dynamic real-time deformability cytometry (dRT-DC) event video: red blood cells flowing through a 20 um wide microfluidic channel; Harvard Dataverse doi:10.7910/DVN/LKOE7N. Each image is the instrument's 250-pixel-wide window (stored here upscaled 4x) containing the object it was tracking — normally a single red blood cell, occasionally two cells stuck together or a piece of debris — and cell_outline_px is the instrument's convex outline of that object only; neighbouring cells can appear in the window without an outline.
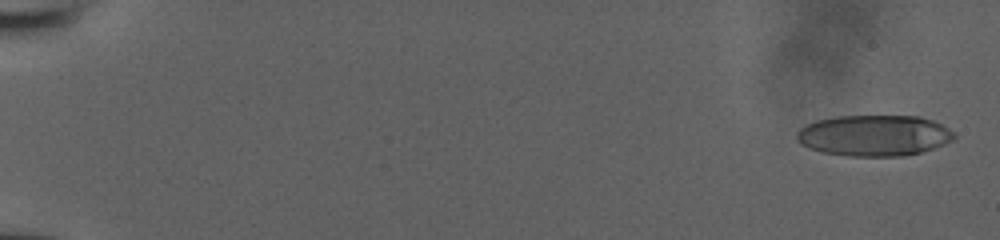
{"species": "human", "species_latin": "Homo sapiens", "temperature_condition": "room temperature", "stored_images_in_passage": 16, "camera_frame_rate_fps": 3000, "um_per_image_px": 0.085, "donor": {"sex": "male"}, "frame": {"image": 1, "passage_image": 2, "time_ms": 0.333, "image_size_px": [1000, 240], "cell_outline_px": [[956, 136], [952, 140], [944, 144], [920, 152], [904, 156], [848, 156], [820, 152], [808, 148], [800, 144], [796, 140], [796, 132], [804, 124], [816, 120], [836, 116], [920, 116], [932, 120], [956, 132]], "centroid_in_image_um": [74.26, 11.51], "position_along_channel_um": 10.7, "area_um2": 37.97}}